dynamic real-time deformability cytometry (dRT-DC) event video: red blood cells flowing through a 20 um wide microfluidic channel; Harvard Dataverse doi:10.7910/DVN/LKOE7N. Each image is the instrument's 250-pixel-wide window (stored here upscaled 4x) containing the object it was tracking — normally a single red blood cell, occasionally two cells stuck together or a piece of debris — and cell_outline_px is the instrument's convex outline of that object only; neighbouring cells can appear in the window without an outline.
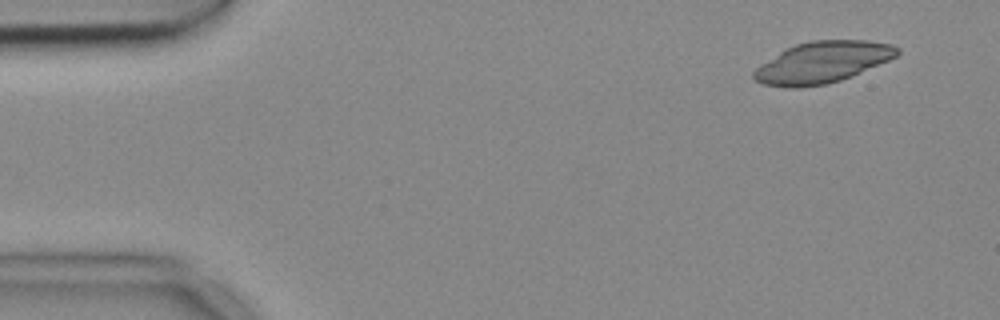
{"species": "common noctule bat (a hibernating species)", "species_latin": "Nyctalus noctula", "temperature_condition": "cold", "stored_images_in_passage": 4, "camera_frame_rate_fps": 3000, "um_per_image_px": 0.085, "animal": {"sex": "female", "body_mass_g": 18.4}, "frame": {"image": 1, "passage_image": 1, "time_ms": 0.0, "image_size_px": [1000, 320], "cell_outline_px": [[900, 52], [896, 56], [888, 60], [840, 80], [828, 84], [800, 88], [788, 88], [764, 84], [756, 80], [752, 76], [752, 72], [760, 64], [784, 48], [796, 44], [812, 40], [868, 40], [892, 44], [900, 48]], "centroid_in_image_um": [69.87, 5.29], "position_along_channel_um": 15.1, "area_um2": 34.62}}